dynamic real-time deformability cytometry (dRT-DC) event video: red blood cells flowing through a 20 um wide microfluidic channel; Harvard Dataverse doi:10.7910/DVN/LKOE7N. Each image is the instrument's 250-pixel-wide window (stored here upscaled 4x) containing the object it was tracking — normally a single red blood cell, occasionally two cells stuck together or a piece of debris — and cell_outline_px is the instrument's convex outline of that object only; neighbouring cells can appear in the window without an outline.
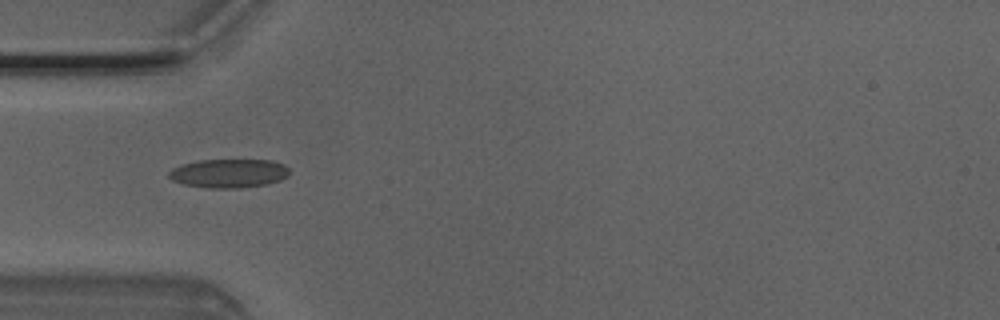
{"species": "Egyptian fruit bat (a non-hibernating species)", "species_latin": "Rousettus aegyptiacus", "temperature_condition": "room temperature", "stored_images_in_passage": 6, "camera_frame_rate_fps": 3000, "um_per_image_px": 0.085, "animal": {"sex": "male"}, "frame": {"image": 1, "passage_image": 4, "time_ms": 1.0, "image_size_px": [1000, 320], "cell_outline_px": [[288, 176], [280, 180], [268, 184], [240, 188], [204, 188], [184, 184], [172, 180], [168, 176], [168, 172], [172, 168], [184, 164], [200, 160], [272, 160], [284, 164], [288, 168]], "centroid_in_image_um": [19.45, 14.74], "position_along_channel_um": 65.5, "area_um2": 20.29}}